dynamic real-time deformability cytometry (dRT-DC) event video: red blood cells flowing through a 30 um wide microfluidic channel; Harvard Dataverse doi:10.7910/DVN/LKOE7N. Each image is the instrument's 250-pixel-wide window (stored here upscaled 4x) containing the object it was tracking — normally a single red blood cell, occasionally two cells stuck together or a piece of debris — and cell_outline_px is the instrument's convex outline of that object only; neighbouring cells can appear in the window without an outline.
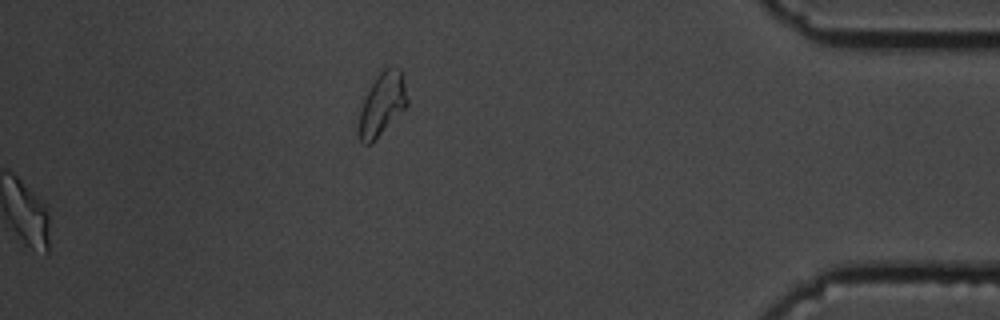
{"species": "common noctule bat (a hibernating species)", "species_latin": "Nyctalus noctula", "temperature_condition": "cold", "stored_images_in_passage": 56, "segment_of_instrument_passage": [2, 2], "camera_frame_rate_fps": 3000, "um_per_image_px": 0.085, "animal": {"sex": "male", "body_mass_g": 19.5, "forearm_length_mm": 54.6}, "frame": {"image": 1, "passage_image": 56, "time_ms": 18.333, "image_size_px": [1000, 320], "cell_outline_px": [[408, 104], [372, 144], [360, 144], [356, 132], [356, 128], [360, 108], [372, 84], [380, 72], [384, 68], [392, 64], [400, 68], [408, 100]], "centroid_in_image_um": [32.43, 8.9], "position_along_channel_um": 402.8, "area_um2": 17.98}}